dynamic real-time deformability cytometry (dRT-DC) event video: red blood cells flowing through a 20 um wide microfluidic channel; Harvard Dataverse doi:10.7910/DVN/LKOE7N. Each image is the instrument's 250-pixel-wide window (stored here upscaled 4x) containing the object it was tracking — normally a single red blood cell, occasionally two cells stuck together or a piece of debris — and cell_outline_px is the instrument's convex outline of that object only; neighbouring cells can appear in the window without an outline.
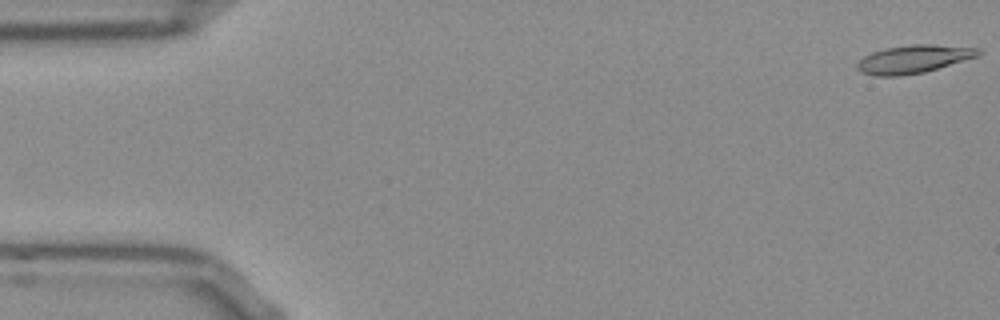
{"species": "Egyptian fruit bat (a non-hibernating species)", "species_latin": "Rousettus aegyptiacus", "temperature_condition": "room temperature", "stored_images_in_passage": 53, "camera_frame_rate_fps": 3000, "um_per_image_px": 0.085, "frame": {"image": 1, "passage_image": 1, "time_ms": 0.0, "image_size_px": [1000, 320], "cell_outline_px": [[980, 52], [976, 56], [924, 72], [900, 76], [876, 76], [860, 72], [856, 68], [856, 64], [864, 56], [872, 52], [884, 48], [912, 44], [932, 44], [980, 48]], "centroid_in_image_um": [77.58, 5.02], "position_along_channel_um": 7.4, "area_um2": 19.65}}
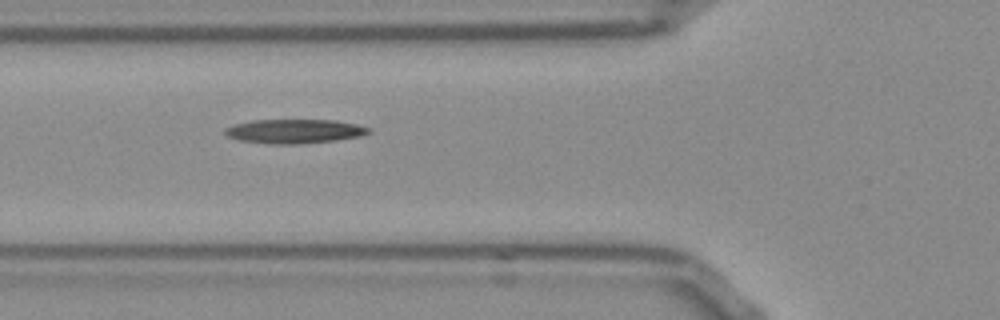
{"frame": {"image": 2, "passage_image": 19, "time_ms": 6.0, "image_size_px": [1000, 320], "cell_outline_px": [[372, 132], [360, 136], [336, 140], [296, 144], [272, 144], [240, 140], [228, 136], [224, 132], [224, 128], [232, 124], [252, 120], [336, 120], [356, 124], [372, 128]], "centroid_in_image_um": [25.04, 11.15], "position_along_channel_um": 100.8, "area_um2": 20.29}}
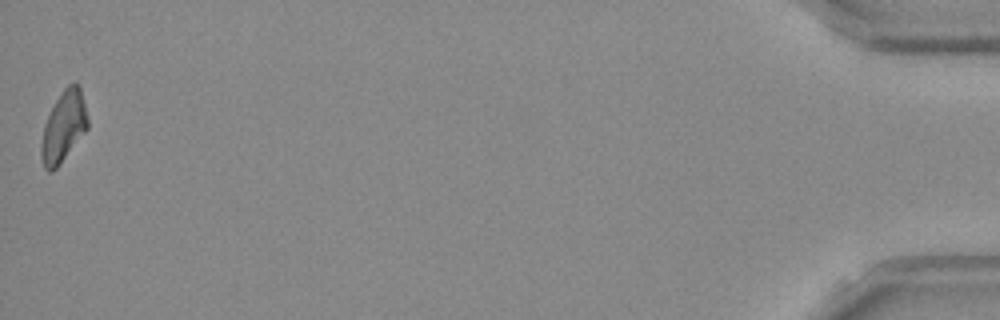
{"frame": {"image": 3, "passage_image": 53, "time_ms": 17.333, "image_size_px": [1000, 320], "cell_outline_px": [[88, 128], [60, 164], [52, 172], [48, 172], [44, 168], [40, 160], [40, 144], [44, 124], [56, 100], [64, 88], [72, 80], [76, 80], [80, 88], [88, 120]], "centroid_in_image_um": [5.38, 10.78], "position_along_channel_um": 429.8, "area_um2": 19.25}}